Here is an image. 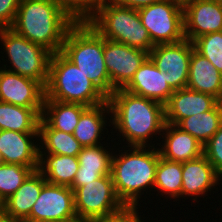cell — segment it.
<instances>
[{"instance_id":"6da1fadb","label":"cell","mask_w":222,"mask_h":222,"mask_svg":"<svg viewBox=\"0 0 222 222\" xmlns=\"http://www.w3.org/2000/svg\"><path fill=\"white\" fill-rule=\"evenodd\" d=\"M107 100L112 130L118 131L119 139L126 140V147L151 146L153 136L159 134L161 138L166 124L164 104L123 89L115 90Z\"/></svg>"},{"instance_id":"7a4b0ae2","label":"cell","mask_w":222,"mask_h":222,"mask_svg":"<svg viewBox=\"0 0 222 222\" xmlns=\"http://www.w3.org/2000/svg\"><path fill=\"white\" fill-rule=\"evenodd\" d=\"M76 22L53 0H21L10 28L55 54L61 52L66 34Z\"/></svg>"},{"instance_id":"3957f363","label":"cell","mask_w":222,"mask_h":222,"mask_svg":"<svg viewBox=\"0 0 222 222\" xmlns=\"http://www.w3.org/2000/svg\"><path fill=\"white\" fill-rule=\"evenodd\" d=\"M154 145L152 143L151 146H129L128 150L123 146L124 152L123 149L118 150V154L117 151L115 154L113 152L110 175L115 192L124 205L140 206V195L149 188L150 192L154 189L160 157L159 150Z\"/></svg>"},{"instance_id":"277c9868","label":"cell","mask_w":222,"mask_h":222,"mask_svg":"<svg viewBox=\"0 0 222 222\" xmlns=\"http://www.w3.org/2000/svg\"><path fill=\"white\" fill-rule=\"evenodd\" d=\"M104 37L87 21H77L67 32L61 53L109 97L112 87L104 61Z\"/></svg>"},{"instance_id":"5b68a950","label":"cell","mask_w":222,"mask_h":222,"mask_svg":"<svg viewBox=\"0 0 222 222\" xmlns=\"http://www.w3.org/2000/svg\"><path fill=\"white\" fill-rule=\"evenodd\" d=\"M86 21L105 39L147 52L154 47L137 9L99 0Z\"/></svg>"},{"instance_id":"8992f818","label":"cell","mask_w":222,"mask_h":222,"mask_svg":"<svg viewBox=\"0 0 222 222\" xmlns=\"http://www.w3.org/2000/svg\"><path fill=\"white\" fill-rule=\"evenodd\" d=\"M108 97L61 52L52 54L44 100L79 103L87 107L106 102Z\"/></svg>"},{"instance_id":"52a82bcc","label":"cell","mask_w":222,"mask_h":222,"mask_svg":"<svg viewBox=\"0 0 222 222\" xmlns=\"http://www.w3.org/2000/svg\"><path fill=\"white\" fill-rule=\"evenodd\" d=\"M0 40L3 44L1 48L6 53L5 57L8 55V61L12 65L7 69L4 64L2 68L38 81L45 88L52 53L19 35L10 27L0 28Z\"/></svg>"},{"instance_id":"ba28073f","label":"cell","mask_w":222,"mask_h":222,"mask_svg":"<svg viewBox=\"0 0 222 222\" xmlns=\"http://www.w3.org/2000/svg\"><path fill=\"white\" fill-rule=\"evenodd\" d=\"M137 10L154 46L177 43L185 39L183 7L168 0H161Z\"/></svg>"},{"instance_id":"9c48e42d","label":"cell","mask_w":222,"mask_h":222,"mask_svg":"<svg viewBox=\"0 0 222 222\" xmlns=\"http://www.w3.org/2000/svg\"><path fill=\"white\" fill-rule=\"evenodd\" d=\"M74 201L77 216L88 222H97L125 206L115 192L111 175L78 187Z\"/></svg>"},{"instance_id":"30bf717a","label":"cell","mask_w":222,"mask_h":222,"mask_svg":"<svg viewBox=\"0 0 222 222\" xmlns=\"http://www.w3.org/2000/svg\"><path fill=\"white\" fill-rule=\"evenodd\" d=\"M193 49V43L184 39L177 43L155 45L149 52L155 66L166 72V81L173 90L186 88Z\"/></svg>"},{"instance_id":"8fae6325","label":"cell","mask_w":222,"mask_h":222,"mask_svg":"<svg viewBox=\"0 0 222 222\" xmlns=\"http://www.w3.org/2000/svg\"><path fill=\"white\" fill-rule=\"evenodd\" d=\"M104 61L112 87L123 89L149 57V52L104 38Z\"/></svg>"},{"instance_id":"7c38bea8","label":"cell","mask_w":222,"mask_h":222,"mask_svg":"<svg viewBox=\"0 0 222 222\" xmlns=\"http://www.w3.org/2000/svg\"><path fill=\"white\" fill-rule=\"evenodd\" d=\"M76 216L74 191L46 182L27 219L58 222Z\"/></svg>"},{"instance_id":"4fadbf2b","label":"cell","mask_w":222,"mask_h":222,"mask_svg":"<svg viewBox=\"0 0 222 222\" xmlns=\"http://www.w3.org/2000/svg\"><path fill=\"white\" fill-rule=\"evenodd\" d=\"M45 88L33 79L0 67V101L17 106L43 109Z\"/></svg>"},{"instance_id":"5bb4252c","label":"cell","mask_w":222,"mask_h":222,"mask_svg":"<svg viewBox=\"0 0 222 222\" xmlns=\"http://www.w3.org/2000/svg\"><path fill=\"white\" fill-rule=\"evenodd\" d=\"M184 36L196 38L222 31V4L213 0H194L184 8Z\"/></svg>"},{"instance_id":"9a60e30c","label":"cell","mask_w":222,"mask_h":222,"mask_svg":"<svg viewBox=\"0 0 222 222\" xmlns=\"http://www.w3.org/2000/svg\"><path fill=\"white\" fill-rule=\"evenodd\" d=\"M39 133H22L0 130V155L2 163L18 164L38 170ZM34 139V140H33ZM33 140V141H32Z\"/></svg>"},{"instance_id":"2e32d148","label":"cell","mask_w":222,"mask_h":222,"mask_svg":"<svg viewBox=\"0 0 222 222\" xmlns=\"http://www.w3.org/2000/svg\"><path fill=\"white\" fill-rule=\"evenodd\" d=\"M166 80V72L157 68L148 57L123 90L165 105L174 93Z\"/></svg>"},{"instance_id":"e0dca14e","label":"cell","mask_w":222,"mask_h":222,"mask_svg":"<svg viewBox=\"0 0 222 222\" xmlns=\"http://www.w3.org/2000/svg\"><path fill=\"white\" fill-rule=\"evenodd\" d=\"M182 176L181 197H191L193 202H197L200 195L205 196L208 191L211 193L216 188L214 186L222 181L204 155L182 163Z\"/></svg>"},{"instance_id":"ac0fdd59","label":"cell","mask_w":222,"mask_h":222,"mask_svg":"<svg viewBox=\"0 0 222 222\" xmlns=\"http://www.w3.org/2000/svg\"><path fill=\"white\" fill-rule=\"evenodd\" d=\"M218 102L211 95L187 87L174 90L165 104V121L177 125L184 118L211 110Z\"/></svg>"},{"instance_id":"d6986e66","label":"cell","mask_w":222,"mask_h":222,"mask_svg":"<svg viewBox=\"0 0 222 222\" xmlns=\"http://www.w3.org/2000/svg\"><path fill=\"white\" fill-rule=\"evenodd\" d=\"M161 136L164 140L158 150L162 158L184 163L203 155V145L176 125L166 123Z\"/></svg>"},{"instance_id":"ffe728a7","label":"cell","mask_w":222,"mask_h":222,"mask_svg":"<svg viewBox=\"0 0 222 222\" xmlns=\"http://www.w3.org/2000/svg\"><path fill=\"white\" fill-rule=\"evenodd\" d=\"M103 144L83 147L77 155L79 168L70 188L75 191L78 187L87 185L104 175H110L113 148L103 147ZM111 149L112 151H108Z\"/></svg>"},{"instance_id":"44dd1931","label":"cell","mask_w":222,"mask_h":222,"mask_svg":"<svg viewBox=\"0 0 222 222\" xmlns=\"http://www.w3.org/2000/svg\"><path fill=\"white\" fill-rule=\"evenodd\" d=\"M186 87L211 95L222 102V74L195 49L191 53Z\"/></svg>"},{"instance_id":"7402d4cb","label":"cell","mask_w":222,"mask_h":222,"mask_svg":"<svg viewBox=\"0 0 222 222\" xmlns=\"http://www.w3.org/2000/svg\"><path fill=\"white\" fill-rule=\"evenodd\" d=\"M106 113V114H105ZM111 109L108 100L102 104L87 107L80 116L79 122L74 129L73 135L83 147L96 146L102 144L101 134L107 129L106 115L110 117L111 126ZM106 119V120H105ZM101 140V141H100Z\"/></svg>"},{"instance_id":"603a6c76","label":"cell","mask_w":222,"mask_h":222,"mask_svg":"<svg viewBox=\"0 0 222 222\" xmlns=\"http://www.w3.org/2000/svg\"><path fill=\"white\" fill-rule=\"evenodd\" d=\"M45 183L44 176L38 170L33 171L20 188L4 201L6 213L15 222L27 219Z\"/></svg>"},{"instance_id":"cb8c5ba5","label":"cell","mask_w":222,"mask_h":222,"mask_svg":"<svg viewBox=\"0 0 222 222\" xmlns=\"http://www.w3.org/2000/svg\"><path fill=\"white\" fill-rule=\"evenodd\" d=\"M78 168L77 156L39 153L38 171L48 183L70 187Z\"/></svg>"},{"instance_id":"d4e9b609","label":"cell","mask_w":222,"mask_h":222,"mask_svg":"<svg viewBox=\"0 0 222 222\" xmlns=\"http://www.w3.org/2000/svg\"><path fill=\"white\" fill-rule=\"evenodd\" d=\"M86 108L87 106L79 103L44 100L41 119L52 129L73 134L81 113Z\"/></svg>"},{"instance_id":"484cf974","label":"cell","mask_w":222,"mask_h":222,"mask_svg":"<svg viewBox=\"0 0 222 222\" xmlns=\"http://www.w3.org/2000/svg\"><path fill=\"white\" fill-rule=\"evenodd\" d=\"M43 109H32L0 101V130L39 133Z\"/></svg>"},{"instance_id":"4316f807","label":"cell","mask_w":222,"mask_h":222,"mask_svg":"<svg viewBox=\"0 0 222 222\" xmlns=\"http://www.w3.org/2000/svg\"><path fill=\"white\" fill-rule=\"evenodd\" d=\"M222 125V102L211 110L182 119L176 126L196 138L203 146Z\"/></svg>"},{"instance_id":"83f0119b","label":"cell","mask_w":222,"mask_h":222,"mask_svg":"<svg viewBox=\"0 0 222 222\" xmlns=\"http://www.w3.org/2000/svg\"><path fill=\"white\" fill-rule=\"evenodd\" d=\"M39 153L77 156L83 146L74 137L57 129L50 128L42 119L39 122Z\"/></svg>"},{"instance_id":"f1b7e54d","label":"cell","mask_w":222,"mask_h":222,"mask_svg":"<svg viewBox=\"0 0 222 222\" xmlns=\"http://www.w3.org/2000/svg\"><path fill=\"white\" fill-rule=\"evenodd\" d=\"M182 177V163L159 157L154 182L155 191L158 189L162 196L165 194L171 199L180 200L177 198L181 197Z\"/></svg>"},{"instance_id":"f546056e","label":"cell","mask_w":222,"mask_h":222,"mask_svg":"<svg viewBox=\"0 0 222 222\" xmlns=\"http://www.w3.org/2000/svg\"><path fill=\"white\" fill-rule=\"evenodd\" d=\"M34 170L18 164H0V198L6 201Z\"/></svg>"},{"instance_id":"4dcf8cb0","label":"cell","mask_w":222,"mask_h":222,"mask_svg":"<svg viewBox=\"0 0 222 222\" xmlns=\"http://www.w3.org/2000/svg\"><path fill=\"white\" fill-rule=\"evenodd\" d=\"M192 43L194 49L206 57L222 74V31L202 35Z\"/></svg>"},{"instance_id":"1f68e13d","label":"cell","mask_w":222,"mask_h":222,"mask_svg":"<svg viewBox=\"0 0 222 222\" xmlns=\"http://www.w3.org/2000/svg\"><path fill=\"white\" fill-rule=\"evenodd\" d=\"M77 21H86L99 0H53Z\"/></svg>"},{"instance_id":"d6a6232c","label":"cell","mask_w":222,"mask_h":222,"mask_svg":"<svg viewBox=\"0 0 222 222\" xmlns=\"http://www.w3.org/2000/svg\"><path fill=\"white\" fill-rule=\"evenodd\" d=\"M203 155L208 159L214 170L222 176V125L203 146Z\"/></svg>"},{"instance_id":"836d02e7","label":"cell","mask_w":222,"mask_h":222,"mask_svg":"<svg viewBox=\"0 0 222 222\" xmlns=\"http://www.w3.org/2000/svg\"><path fill=\"white\" fill-rule=\"evenodd\" d=\"M137 206L125 205L119 211L110 214L106 218H102L97 222H144L145 220L140 217Z\"/></svg>"},{"instance_id":"e575fe53","label":"cell","mask_w":222,"mask_h":222,"mask_svg":"<svg viewBox=\"0 0 222 222\" xmlns=\"http://www.w3.org/2000/svg\"><path fill=\"white\" fill-rule=\"evenodd\" d=\"M20 3L21 0H0V28L13 25Z\"/></svg>"},{"instance_id":"d590c367","label":"cell","mask_w":222,"mask_h":222,"mask_svg":"<svg viewBox=\"0 0 222 222\" xmlns=\"http://www.w3.org/2000/svg\"><path fill=\"white\" fill-rule=\"evenodd\" d=\"M110 1L122 6L130 7L133 9H139L141 7L154 4L155 2L161 0H110Z\"/></svg>"},{"instance_id":"8d00e7d4","label":"cell","mask_w":222,"mask_h":222,"mask_svg":"<svg viewBox=\"0 0 222 222\" xmlns=\"http://www.w3.org/2000/svg\"><path fill=\"white\" fill-rule=\"evenodd\" d=\"M0 222H15L7 213L5 210H2L0 212Z\"/></svg>"},{"instance_id":"74e56055","label":"cell","mask_w":222,"mask_h":222,"mask_svg":"<svg viewBox=\"0 0 222 222\" xmlns=\"http://www.w3.org/2000/svg\"><path fill=\"white\" fill-rule=\"evenodd\" d=\"M171 1L173 3L178 4L181 7H185L187 4H189L190 2L194 1V0H168Z\"/></svg>"},{"instance_id":"f35d334b","label":"cell","mask_w":222,"mask_h":222,"mask_svg":"<svg viewBox=\"0 0 222 222\" xmlns=\"http://www.w3.org/2000/svg\"><path fill=\"white\" fill-rule=\"evenodd\" d=\"M58 222H88V221H86L84 219H81L78 216H76V217H72V218L62 220V221H58Z\"/></svg>"},{"instance_id":"ab89813d","label":"cell","mask_w":222,"mask_h":222,"mask_svg":"<svg viewBox=\"0 0 222 222\" xmlns=\"http://www.w3.org/2000/svg\"><path fill=\"white\" fill-rule=\"evenodd\" d=\"M18 222H50V221H36V220H32V219H23Z\"/></svg>"},{"instance_id":"60d3db41","label":"cell","mask_w":222,"mask_h":222,"mask_svg":"<svg viewBox=\"0 0 222 222\" xmlns=\"http://www.w3.org/2000/svg\"><path fill=\"white\" fill-rule=\"evenodd\" d=\"M4 210V201L0 198V212Z\"/></svg>"},{"instance_id":"b9f144b4","label":"cell","mask_w":222,"mask_h":222,"mask_svg":"<svg viewBox=\"0 0 222 222\" xmlns=\"http://www.w3.org/2000/svg\"><path fill=\"white\" fill-rule=\"evenodd\" d=\"M213 1L222 4V0H213Z\"/></svg>"}]
</instances>
